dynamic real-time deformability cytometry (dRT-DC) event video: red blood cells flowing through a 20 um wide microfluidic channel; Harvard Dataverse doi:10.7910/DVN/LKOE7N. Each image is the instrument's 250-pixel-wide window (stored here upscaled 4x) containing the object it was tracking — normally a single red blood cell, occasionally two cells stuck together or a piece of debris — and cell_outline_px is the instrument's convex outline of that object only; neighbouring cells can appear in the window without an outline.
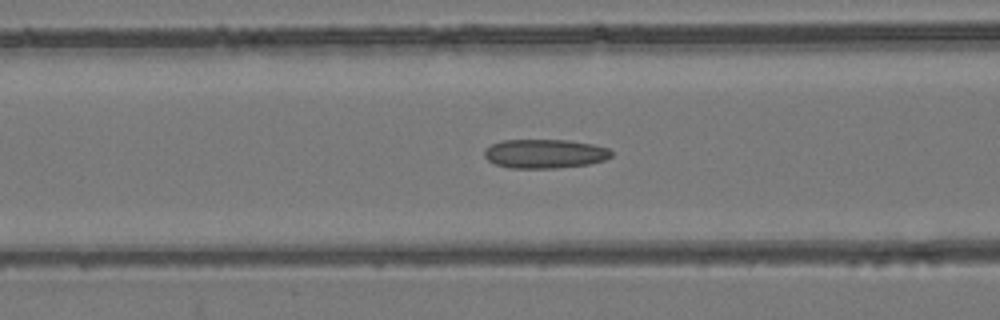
{"species": "common noctule bat (a hibernating species)", "species_latin": "Nyctalus noctula", "temperature_condition": "room temperature", "stored_images_in_passage": 55, "camera_frame_rate_fps": 3000, "um_per_image_px": 0.085, "animal": {"sex": "female", "body_mass_g": 24.6, "forearm_length_mm": 56.2}, "frame": {"image": 1, "passage_image": 22, "time_ms": 7.0, "image_size_px": [1000, 320], "cell_outline_px": [[612, 156], [604, 160], [588, 164], [556, 168], [508, 168], [496, 164], [488, 160], [484, 156], [484, 148], [492, 144], [504, 140], [568, 140], [592, 144], [608, 148], [612, 152]], "centroid_in_image_um": [46.29, 13.06], "position_along_channel_um": 120.3, "area_um2": 21.5}}
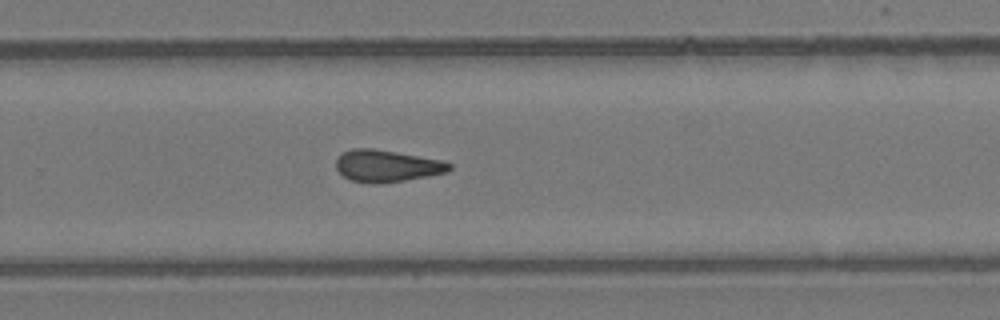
{"frame": {"image": 2, "passage_image": 36, "time_ms": 11.667, "image_size_px": [1000, 320], "cell_outline_px": [[452, 168], [448, 172], [428, 176], [404, 180], [376, 184], [372, 184], [352, 180], [344, 176], [336, 168], [336, 160], [344, 152], [352, 148], [372, 148], [444, 160], [452, 164]], "centroid_in_image_um": [32.92, 14.1], "position_along_channel_um": 296.9, "area_um2": 21.04}}
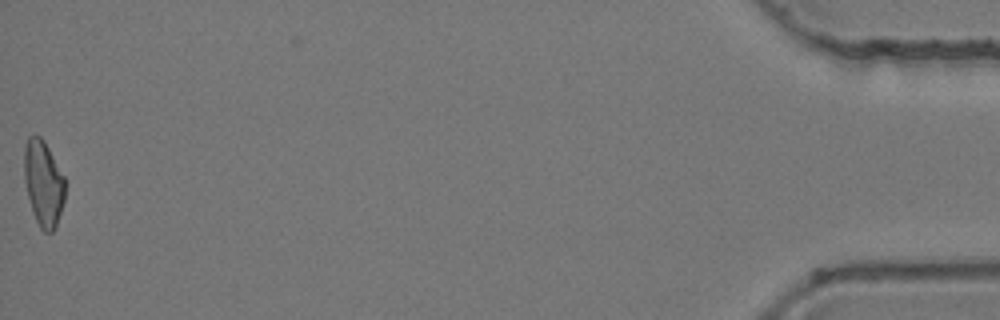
{"frame": {"image": 3, "passage_image": 55, "time_ms": 18.0, "image_size_px": [1000, 320], "cell_outline_px": [[64, 200], [56, 224], [52, 232], [44, 232], [40, 228], [32, 212], [24, 180], [24, 148], [28, 136], [40, 136], [44, 140], [64, 176]], "centroid_in_image_um": [3.67, 15.56], "position_along_channel_um": 431.5, "area_um2": 20.23}, "authors_computed_cell_mechanics": {"area_um2": 21.1548, "velocity_mm_per_s": 3.7922, "shape_relaxation_time_tau1_ms": null, "shape_relaxation_time_tau2_ms": 4.3172, "deformation_change_tau1": null, "deformation_change_tau2": 0.1364}}